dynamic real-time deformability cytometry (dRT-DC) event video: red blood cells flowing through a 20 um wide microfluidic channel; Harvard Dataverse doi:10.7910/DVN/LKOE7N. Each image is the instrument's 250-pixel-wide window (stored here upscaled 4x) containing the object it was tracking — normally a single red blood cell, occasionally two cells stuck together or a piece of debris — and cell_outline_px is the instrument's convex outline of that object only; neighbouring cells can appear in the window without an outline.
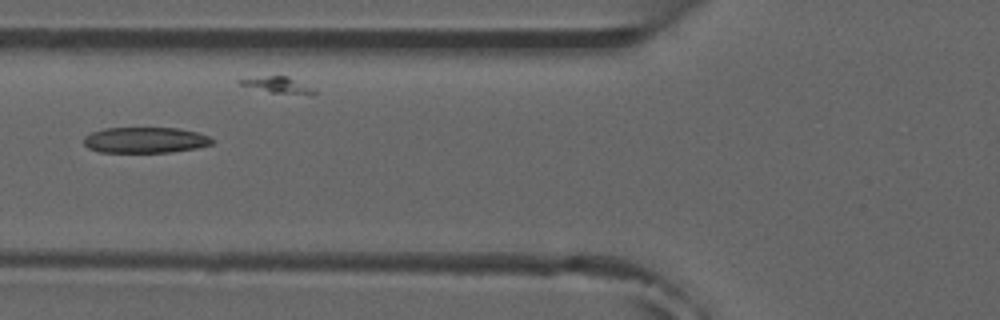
{"species": "common noctule bat (a hibernating species)", "species_latin": "Nyctalus noctula", "temperature_condition": "room temperature", "stored_images_in_passage": 8, "camera_frame_rate_fps": 3000, "um_per_image_px": 0.085, "animal": {"sex": "male", "forearm_length_mm": 52.5}, "frame": {"image": 1, "passage_image": 6, "time_ms": 5.667, "image_size_px": [1000, 320], "cell_outline_px": [[212, 144], [196, 148], [172, 152], [100, 152], [88, 148], [84, 144], [84, 136], [92, 132], [104, 128], [176, 128], [196, 132], [208, 136], [212, 140]], "centroid_in_image_um": [12.31, 11.91], "position_along_channel_um": 113.5, "area_um2": 19.19}}